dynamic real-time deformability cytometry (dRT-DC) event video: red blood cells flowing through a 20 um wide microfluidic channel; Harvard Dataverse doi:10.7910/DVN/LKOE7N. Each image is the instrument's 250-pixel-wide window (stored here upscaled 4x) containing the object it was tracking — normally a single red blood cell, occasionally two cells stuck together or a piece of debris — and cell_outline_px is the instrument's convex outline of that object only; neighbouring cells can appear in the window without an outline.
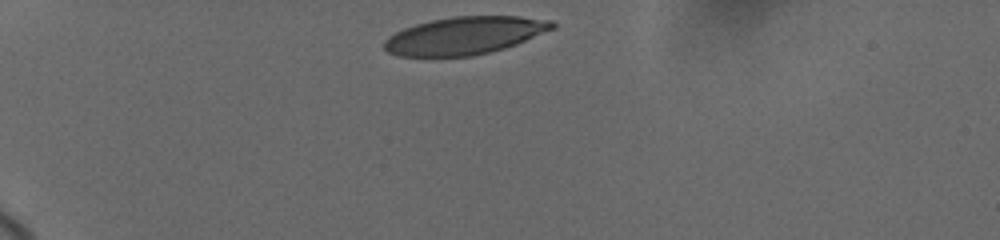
{"species": "human", "species_latin": "Homo sapiens", "temperature_condition": "cold", "stored_images_in_passage": 14, "camera_frame_rate_fps": 3000, "um_per_image_px": 0.085, "donor": {"sex": "female"}, "frame": {"image": 1, "passage_image": 1, "time_ms": 0.0, "image_size_px": [1000, 240], "cell_outline_px": [[556, 28], [516, 44], [504, 48], [472, 56], [396, 56], [388, 52], [384, 48], [384, 40], [388, 36], [404, 28], [416, 24], [432, 20], [452, 16], [520, 16], [552, 20], [556, 24]], "centroid_in_image_um": [39.51, 3.01], "position_along_channel_um": 45.5, "area_um2": 36.88}}
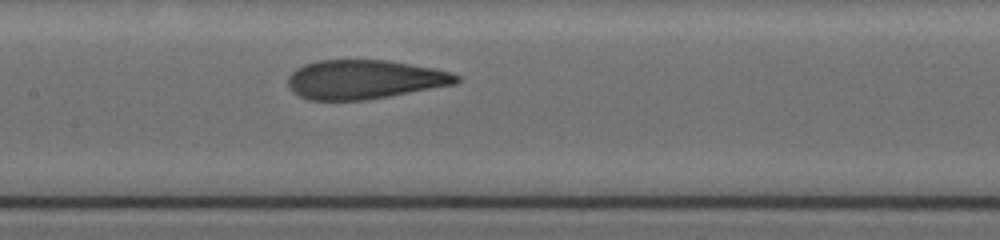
{"frame": {"image": 2, "passage_image": 8, "time_ms": 5.0, "image_size_px": [1000, 240], "cell_outline_px": [[460, 80], [456, 84], [388, 96], [364, 100], [312, 100], [300, 96], [292, 92], [288, 88], [288, 76], [296, 68], [304, 64], [316, 60], [388, 60], [436, 68], [452, 72], [460, 76]], "centroid_in_image_um": [30.98, 6.74], "position_along_channel_um": 176.4, "area_um2": 38.55}}
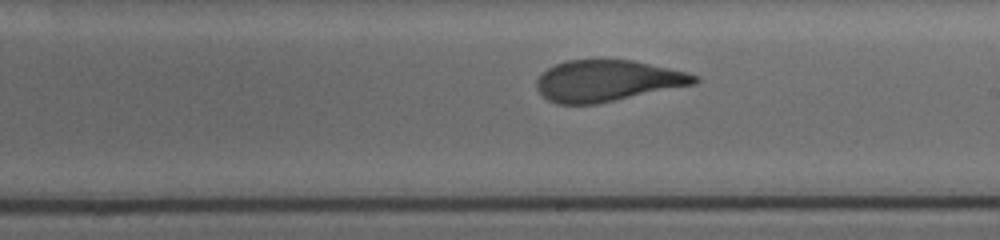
{"frame": {"image": 3, "passage_image": 12, "time_ms": 6.667, "image_size_px": [1000, 240], "cell_outline_px": [[700, 80], [696, 84], [596, 104], [556, 104], [548, 100], [536, 88], [536, 80], [548, 68], [556, 64], [568, 60], [632, 60], [688, 72], [700, 76]], "centroid_in_image_um": [51.66, 6.87], "position_along_channel_um": 237.3, "area_um2": 37.92}}